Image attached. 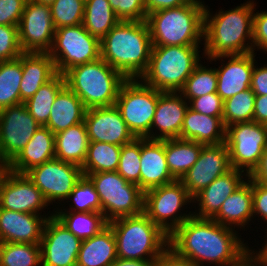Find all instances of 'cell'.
Wrapping results in <instances>:
<instances>
[{"instance_id":"59","label":"cell","mask_w":267,"mask_h":266,"mask_svg":"<svg viewBox=\"0 0 267 266\" xmlns=\"http://www.w3.org/2000/svg\"><path fill=\"white\" fill-rule=\"evenodd\" d=\"M36 3L45 4L51 6L55 0H30Z\"/></svg>"},{"instance_id":"37","label":"cell","mask_w":267,"mask_h":266,"mask_svg":"<svg viewBox=\"0 0 267 266\" xmlns=\"http://www.w3.org/2000/svg\"><path fill=\"white\" fill-rule=\"evenodd\" d=\"M121 147L103 142H89L86 159L81 167L82 173L117 171Z\"/></svg>"},{"instance_id":"27","label":"cell","mask_w":267,"mask_h":266,"mask_svg":"<svg viewBox=\"0 0 267 266\" xmlns=\"http://www.w3.org/2000/svg\"><path fill=\"white\" fill-rule=\"evenodd\" d=\"M22 80L20 84L21 101L31 98L36 91L56 74L53 59L48 53H22Z\"/></svg>"},{"instance_id":"4","label":"cell","mask_w":267,"mask_h":266,"mask_svg":"<svg viewBox=\"0 0 267 266\" xmlns=\"http://www.w3.org/2000/svg\"><path fill=\"white\" fill-rule=\"evenodd\" d=\"M205 3H189L147 14L152 46H199L203 41Z\"/></svg>"},{"instance_id":"23","label":"cell","mask_w":267,"mask_h":266,"mask_svg":"<svg viewBox=\"0 0 267 266\" xmlns=\"http://www.w3.org/2000/svg\"><path fill=\"white\" fill-rule=\"evenodd\" d=\"M243 176H245L243 178ZM248 175L241 170L231 169L223 176L217 177L206 188L193 197V204L198 203V213L193 211V216L202 219H213L221 209L222 204L245 181Z\"/></svg>"},{"instance_id":"18","label":"cell","mask_w":267,"mask_h":266,"mask_svg":"<svg viewBox=\"0 0 267 266\" xmlns=\"http://www.w3.org/2000/svg\"><path fill=\"white\" fill-rule=\"evenodd\" d=\"M229 150L226 143L204 145L198 160L179 180L193 198L217 177L230 171Z\"/></svg>"},{"instance_id":"53","label":"cell","mask_w":267,"mask_h":266,"mask_svg":"<svg viewBox=\"0 0 267 266\" xmlns=\"http://www.w3.org/2000/svg\"><path fill=\"white\" fill-rule=\"evenodd\" d=\"M253 121L267 126V95L255 97Z\"/></svg>"},{"instance_id":"38","label":"cell","mask_w":267,"mask_h":266,"mask_svg":"<svg viewBox=\"0 0 267 266\" xmlns=\"http://www.w3.org/2000/svg\"><path fill=\"white\" fill-rule=\"evenodd\" d=\"M0 266H42L40 244L0 242Z\"/></svg>"},{"instance_id":"22","label":"cell","mask_w":267,"mask_h":266,"mask_svg":"<svg viewBox=\"0 0 267 266\" xmlns=\"http://www.w3.org/2000/svg\"><path fill=\"white\" fill-rule=\"evenodd\" d=\"M51 213L44 216L0 208V242L40 244L46 220L54 216Z\"/></svg>"},{"instance_id":"33","label":"cell","mask_w":267,"mask_h":266,"mask_svg":"<svg viewBox=\"0 0 267 266\" xmlns=\"http://www.w3.org/2000/svg\"><path fill=\"white\" fill-rule=\"evenodd\" d=\"M65 86V76L57 73L51 80L43 84L31 98L23 102L28 112L41 126L47 125L52 105L58 93Z\"/></svg>"},{"instance_id":"42","label":"cell","mask_w":267,"mask_h":266,"mask_svg":"<svg viewBox=\"0 0 267 266\" xmlns=\"http://www.w3.org/2000/svg\"><path fill=\"white\" fill-rule=\"evenodd\" d=\"M141 138H135L132 142L121 147L119 173L127 182L136 184L140 187V162Z\"/></svg>"},{"instance_id":"44","label":"cell","mask_w":267,"mask_h":266,"mask_svg":"<svg viewBox=\"0 0 267 266\" xmlns=\"http://www.w3.org/2000/svg\"><path fill=\"white\" fill-rule=\"evenodd\" d=\"M22 53L18 26L0 25V61L16 59Z\"/></svg>"},{"instance_id":"39","label":"cell","mask_w":267,"mask_h":266,"mask_svg":"<svg viewBox=\"0 0 267 266\" xmlns=\"http://www.w3.org/2000/svg\"><path fill=\"white\" fill-rule=\"evenodd\" d=\"M255 97L250 88L225 100L222 116L224 126L253 121Z\"/></svg>"},{"instance_id":"12","label":"cell","mask_w":267,"mask_h":266,"mask_svg":"<svg viewBox=\"0 0 267 266\" xmlns=\"http://www.w3.org/2000/svg\"><path fill=\"white\" fill-rule=\"evenodd\" d=\"M225 143L231 168L244 171L249 176L259 165L267 147V126L255 121L227 126Z\"/></svg>"},{"instance_id":"55","label":"cell","mask_w":267,"mask_h":266,"mask_svg":"<svg viewBox=\"0 0 267 266\" xmlns=\"http://www.w3.org/2000/svg\"><path fill=\"white\" fill-rule=\"evenodd\" d=\"M156 260H134L116 258L111 266H155Z\"/></svg>"},{"instance_id":"21","label":"cell","mask_w":267,"mask_h":266,"mask_svg":"<svg viewBox=\"0 0 267 266\" xmlns=\"http://www.w3.org/2000/svg\"><path fill=\"white\" fill-rule=\"evenodd\" d=\"M189 107L188 101L180 92H162L158 97L154 114L150 139L166 140L179 138L183 120ZM158 129L153 132V129Z\"/></svg>"},{"instance_id":"15","label":"cell","mask_w":267,"mask_h":266,"mask_svg":"<svg viewBox=\"0 0 267 266\" xmlns=\"http://www.w3.org/2000/svg\"><path fill=\"white\" fill-rule=\"evenodd\" d=\"M55 30L50 6L27 0L18 26L22 51L48 53Z\"/></svg>"},{"instance_id":"54","label":"cell","mask_w":267,"mask_h":266,"mask_svg":"<svg viewBox=\"0 0 267 266\" xmlns=\"http://www.w3.org/2000/svg\"><path fill=\"white\" fill-rule=\"evenodd\" d=\"M249 177L256 182L267 184V147L264 149L259 165L253 170Z\"/></svg>"},{"instance_id":"9","label":"cell","mask_w":267,"mask_h":266,"mask_svg":"<svg viewBox=\"0 0 267 266\" xmlns=\"http://www.w3.org/2000/svg\"><path fill=\"white\" fill-rule=\"evenodd\" d=\"M160 91L139 78L126 79L118 92L115 106L135 138L150 139L152 120Z\"/></svg>"},{"instance_id":"35","label":"cell","mask_w":267,"mask_h":266,"mask_svg":"<svg viewBox=\"0 0 267 266\" xmlns=\"http://www.w3.org/2000/svg\"><path fill=\"white\" fill-rule=\"evenodd\" d=\"M22 54L13 60L0 61V110L23 103L20 97Z\"/></svg>"},{"instance_id":"1","label":"cell","mask_w":267,"mask_h":266,"mask_svg":"<svg viewBox=\"0 0 267 266\" xmlns=\"http://www.w3.org/2000/svg\"><path fill=\"white\" fill-rule=\"evenodd\" d=\"M169 248L197 266H231L249 246L234 228L192 216L169 235Z\"/></svg>"},{"instance_id":"49","label":"cell","mask_w":267,"mask_h":266,"mask_svg":"<svg viewBox=\"0 0 267 266\" xmlns=\"http://www.w3.org/2000/svg\"><path fill=\"white\" fill-rule=\"evenodd\" d=\"M253 219L259 217L267 222V184L252 180ZM262 217V218H261Z\"/></svg>"},{"instance_id":"40","label":"cell","mask_w":267,"mask_h":266,"mask_svg":"<svg viewBox=\"0 0 267 266\" xmlns=\"http://www.w3.org/2000/svg\"><path fill=\"white\" fill-rule=\"evenodd\" d=\"M66 202L69 203V208H54L53 212H100L101 213V202L99 195L95 190L92 182L86 177L83 176L77 184L74 186V189L69 194ZM72 204V205H70ZM74 206V207H73ZM59 209V210H58Z\"/></svg>"},{"instance_id":"46","label":"cell","mask_w":267,"mask_h":266,"mask_svg":"<svg viewBox=\"0 0 267 266\" xmlns=\"http://www.w3.org/2000/svg\"><path fill=\"white\" fill-rule=\"evenodd\" d=\"M188 104L195 112L213 117L223 116L224 101L217 92L193 98Z\"/></svg>"},{"instance_id":"6","label":"cell","mask_w":267,"mask_h":266,"mask_svg":"<svg viewBox=\"0 0 267 266\" xmlns=\"http://www.w3.org/2000/svg\"><path fill=\"white\" fill-rule=\"evenodd\" d=\"M200 46H152L149 64L139 78L162 92H179L201 62Z\"/></svg>"},{"instance_id":"2","label":"cell","mask_w":267,"mask_h":266,"mask_svg":"<svg viewBox=\"0 0 267 266\" xmlns=\"http://www.w3.org/2000/svg\"><path fill=\"white\" fill-rule=\"evenodd\" d=\"M255 6L254 1L250 0L225 12L218 10L214 15L205 6L204 58L254 52L252 30Z\"/></svg>"},{"instance_id":"17","label":"cell","mask_w":267,"mask_h":266,"mask_svg":"<svg viewBox=\"0 0 267 266\" xmlns=\"http://www.w3.org/2000/svg\"><path fill=\"white\" fill-rule=\"evenodd\" d=\"M81 243L55 216L48 218L40 243L42 266H76Z\"/></svg>"},{"instance_id":"52","label":"cell","mask_w":267,"mask_h":266,"mask_svg":"<svg viewBox=\"0 0 267 266\" xmlns=\"http://www.w3.org/2000/svg\"><path fill=\"white\" fill-rule=\"evenodd\" d=\"M190 1L191 0H144V5L146 13L150 14L161 9L180 7Z\"/></svg>"},{"instance_id":"58","label":"cell","mask_w":267,"mask_h":266,"mask_svg":"<svg viewBox=\"0 0 267 266\" xmlns=\"http://www.w3.org/2000/svg\"><path fill=\"white\" fill-rule=\"evenodd\" d=\"M231 266H245V253Z\"/></svg>"},{"instance_id":"16","label":"cell","mask_w":267,"mask_h":266,"mask_svg":"<svg viewBox=\"0 0 267 266\" xmlns=\"http://www.w3.org/2000/svg\"><path fill=\"white\" fill-rule=\"evenodd\" d=\"M48 206L41 191L26 174L5 170L0 179V208L41 215L40 211Z\"/></svg>"},{"instance_id":"10","label":"cell","mask_w":267,"mask_h":266,"mask_svg":"<svg viewBox=\"0 0 267 266\" xmlns=\"http://www.w3.org/2000/svg\"><path fill=\"white\" fill-rule=\"evenodd\" d=\"M191 203L193 198L176 180L144 192L143 213L169 236L193 216L191 211L188 214L181 212L183 206Z\"/></svg>"},{"instance_id":"26","label":"cell","mask_w":267,"mask_h":266,"mask_svg":"<svg viewBox=\"0 0 267 266\" xmlns=\"http://www.w3.org/2000/svg\"><path fill=\"white\" fill-rule=\"evenodd\" d=\"M252 218V179L248 176L247 180H245L235 192L227 197L213 220L223 226L234 229L237 227L236 230H238V228L244 229L247 224L250 225L249 222Z\"/></svg>"},{"instance_id":"36","label":"cell","mask_w":267,"mask_h":266,"mask_svg":"<svg viewBox=\"0 0 267 266\" xmlns=\"http://www.w3.org/2000/svg\"><path fill=\"white\" fill-rule=\"evenodd\" d=\"M54 216L81 240L93 237L108 225L100 212H54Z\"/></svg>"},{"instance_id":"25","label":"cell","mask_w":267,"mask_h":266,"mask_svg":"<svg viewBox=\"0 0 267 266\" xmlns=\"http://www.w3.org/2000/svg\"><path fill=\"white\" fill-rule=\"evenodd\" d=\"M55 158V134L40 126L22 151L7 165L10 171L25 174L30 169Z\"/></svg>"},{"instance_id":"3","label":"cell","mask_w":267,"mask_h":266,"mask_svg":"<svg viewBox=\"0 0 267 266\" xmlns=\"http://www.w3.org/2000/svg\"><path fill=\"white\" fill-rule=\"evenodd\" d=\"M101 58L126 79L146 71L152 42L146 21H120L100 41Z\"/></svg>"},{"instance_id":"19","label":"cell","mask_w":267,"mask_h":266,"mask_svg":"<svg viewBox=\"0 0 267 266\" xmlns=\"http://www.w3.org/2000/svg\"><path fill=\"white\" fill-rule=\"evenodd\" d=\"M84 122L90 142L123 146L135 139L115 105L87 109Z\"/></svg>"},{"instance_id":"47","label":"cell","mask_w":267,"mask_h":266,"mask_svg":"<svg viewBox=\"0 0 267 266\" xmlns=\"http://www.w3.org/2000/svg\"><path fill=\"white\" fill-rule=\"evenodd\" d=\"M27 0H0V25L19 26Z\"/></svg>"},{"instance_id":"7","label":"cell","mask_w":267,"mask_h":266,"mask_svg":"<svg viewBox=\"0 0 267 266\" xmlns=\"http://www.w3.org/2000/svg\"><path fill=\"white\" fill-rule=\"evenodd\" d=\"M66 86L83 102L86 109L113 106L126 78L102 58L69 69Z\"/></svg>"},{"instance_id":"57","label":"cell","mask_w":267,"mask_h":266,"mask_svg":"<svg viewBox=\"0 0 267 266\" xmlns=\"http://www.w3.org/2000/svg\"><path fill=\"white\" fill-rule=\"evenodd\" d=\"M267 223V222H266ZM267 225V224H266ZM267 230V229H266ZM267 233V232H266ZM267 237V234L266 236ZM265 245L262 246V248L259 249V251H255L254 249L252 250L251 248H249V250L257 257L262 258L267 260V239H266V243H264Z\"/></svg>"},{"instance_id":"20","label":"cell","mask_w":267,"mask_h":266,"mask_svg":"<svg viewBox=\"0 0 267 266\" xmlns=\"http://www.w3.org/2000/svg\"><path fill=\"white\" fill-rule=\"evenodd\" d=\"M256 53L219 55L207 60L217 61L227 59L228 63L221 62V66L216 69L217 74V94L223 101L240 93L241 91L250 89L252 73L256 62ZM223 58V59H222ZM229 58V59H228Z\"/></svg>"},{"instance_id":"29","label":"cell","mask_w":267,"mask_h":266,"mask_svg":"<svg viewBox=\"0 0 267 266\" xmlns=\"http://www.w3.org/2000/svg\"><path fill=\"white\" fill-rule=\"evenodd\" d=\"M116 258V240L107 225L93 237L82 240L76 266H111Z\"/></svg>"},{"instance_id":"51","label":"cell","mask_w":267,"mask_h":266,"mask_svg":"<svg viewBox=\"0 0 267 266\" xmlns=\"http://www.w3.org/2000/svg\"><path fill=\"white\" fill-rule=\"evenodd\" d=\"M155 266H197L189 259L178 256L168 248L155 262Z\"/></svg>"},{"instance_id":"43","label":"cell","mask_w":267,"mask_h":266,"mask_svg":"<svg viewBox=\"0 0 267 266\" xmlns=\"http://www.w3.org/2000/svg\"><path fill=\"white\" fill-rule=\"evenodd\" d=\"M51 8L55 29L82 24L84 17V0H55Z\"/></svg>"},{"instance_id":"48","label":"cell","mask_w":267,"mask_h":266,"mask_svg":"<svg viewBox=\"0 0 267 266\" xmlns=\"http://www.w3.org/2000/svg\"><path fill=\"white\" fill-rule=\"evenodd\" d=\"M253 51L263 50L267 52V11H259L253 14L252 30Z\"/></svg>"},{"instance_id":"8","label":"cell","mask_w":267,"mask_h":266,"mask_svg":"<svg viewBox=\"0 0 267 266\" xmlns=\"http://www.w3.org/2000/svg\"><path fill=\"white\" fill-rule=\"evenodd\" d=\"M94 185L101 202V213L109 223L112 220L143 213L144 192L127 182L116 171L83 174Z\"/></svg>"},{"instance_id":"60","label":"cell","mask_w":267,"mask_h":266,"mask_svg":"<svg viewBox=\"0 0 267 266\" xmlns=\"http://www.w3.org/2000/svg\"><path fill=\"white\" fill-rule=\"evenodd\" d=\"M6 169H7V165L4 162L0 161V179H1V177L4 174Z\"/></svg>"},{"instance_id":"50","label":"cell","mask_w":267,"mask_h":266,"mask_svg":"<svg viewBox=\"0 0 267 266\" xmlns=\"http://www.w3.org/2000/svg\"><path fill=\"white\" fill-rule=\"evenodd\" d=\"M250 88L256 96L267 95V64L256 67L255 63Z\"/></svg>"},{"instance_id":"30","label":"cell","mask_w":267,"mask_h":266,"mask_svg":"<svg viewBox=\"0 0 267 266\" xmlns=\"http://www.w3.org/2000/svg\"><path fill=\"white\" fill-rule=\"evenodd\" d=\"M86 108L82 100L67 86L57 95L46 127L54 134L84 122Z\"/></svg>"},{"instance_id":"45","label":"cell","mask_w":267,"mask_h":266,"mask_svg":"<svg viewBox=\"0 0 267 266\" xmlns=\"http://www.w3.org/2000/svg\"><path fill=\"white\" fill-rule=\"evenodd\" d=\"M121 21H146L144 0H108Z\"/></svg>"},{"instance_id":"31","label":"cell","mask_w":267,"mask_h":266,"mask_svg":"<svg viewBox=\"0 0 267 266\" xmlns=\"http://www.w3.org/2000/svg\"><path fill=\"white\" fill-rule=\"evenodd\" d=\"M85 122L55 134V158L82 167L89 146Z\"/></svg>"},{"instance_id":"41","label":"cell","mask_w":267,"mask_h":266,"mask_svg":"<svg viewBox=\"0 0 267 266\" xmlns=\"http://www.w3.org/2000/svg\"><path fill=\"white\" fill-rule=\"evenodd\" d=\"M179 92L188 102L193 98L216 93L217 74L215 67L209 68L200 62L186 79L184 87Z\"/></svg>"},{"instance_id":"11","label":"cell","mask_w":267,"mask_h":266,"mask_svg":"<svg viewBox=\"0 0 267 266\" xmlns=\"http://www.w3.org/2000/svg\"><path fill=\"white\" fill-rule=\"evenodd\" d=\"M48 54L57 73L64 75L72 67L101 58L100 40L82 24L57 28Z\"/></svg>"},{"instance_id":"14","label":"cell","mask_w":267,"mask_h":266,"mask_svg":"<svg viewBox=\"0 0 267 266\" xmlns=\"http://www.w3.org/2000/svg\"><path fill=\"white\" fill-rule=\"evenodd\" d=\"M40 126L24 103L0 110V161L8 165Z\"/></svg>"},{"instance_id":"24","label":"cell","mask_w":267,"mask_h":266,"mask_svg":"<svg viewBox=\"0 0 267 266\" xmlns=\"http://www.w3.org/2000/svg\"><path fill=\"white\" fill-rule=\"evenodd\" d=\"M140 159V188L143 192L176 181L167 166L164 140L141 138Z\"/></svg>"},{"instance_id":"28","label":"cell","mask_w":267,"mask_h":266,"mask_svg":"<svg viewBox=\"0 0 267 266\" xmlns=\"http://www.w3.org/2000/svg\"><path fill=\"white\" fill-rule=\"evenodd\" d=\"M225 132L222 117L207 116L188 107L179 138L203 145H217L225 142Z\"/></svg>"},{"instance_id":"5","label":"cell","mask_w":267,"mask_h":266,"mask_svg":"<svg viewBox=\"0 0 267 266\" xmlns=\"http://www.w3.org/2000/svg\"><path fill=\"white\" fill-rule=\"evenodd\" d=\"M116 240L117 257L157 260L169 248V236L144 213L108 223Z\"/></svg>"},{"instance_id":"34","label":"cell","mask_w":267,"mask_h":266,"mask_svg":"<svg viewBox=\"0 0 267 266\" xmlns=\"http://www.w3.org/2000/svg\"><path fill=\"white\" fill-rule=\"evenodd\" d=\"M121 20L112 10L108 0H86L82 25L100 41Z\"/></svg>"},{"instance_id":"56","label":"cell","mask_w":267,"mask_h":266,"mask_svg":"<svg viewBox=\"0 0 267 266\" xmlns=\"http://www.w3.org/2000/svg\"><path fill=\"white\" fill-rule=\"evenodd\" d=\"M245 266H267V260L255 256L248 249L245 252Z\"/></svg>"},{"instance_id":"32","label":"cell","mask_w":267,"mask_h":266,"mask_svg":"<svg viewBox=\"0 0 267 266\" xmlns=\"http://www.w3.org/2000/svg\"><path fill=\"white\" fill-rule=\"evenodd\" d=\"M203 144L180 138L164 140L166 162L171 175L180 180L196 163Z\"/></svg>"},{"instance_id":"13","label":"cell","mask_w":267,"mask_h":266,"mask_svg":"<svg viewBox=\"0 0 267 266\" xmlns=\"http://www.w3.org/2000/svg\"><path fill=\"white\" fill-rule=\"evenodd\" d=\"M25 174L41 191L49 205L59 201L64 203L83 177L80 166L56 158L30 169Z\"/></svg>"}]
</instances>
